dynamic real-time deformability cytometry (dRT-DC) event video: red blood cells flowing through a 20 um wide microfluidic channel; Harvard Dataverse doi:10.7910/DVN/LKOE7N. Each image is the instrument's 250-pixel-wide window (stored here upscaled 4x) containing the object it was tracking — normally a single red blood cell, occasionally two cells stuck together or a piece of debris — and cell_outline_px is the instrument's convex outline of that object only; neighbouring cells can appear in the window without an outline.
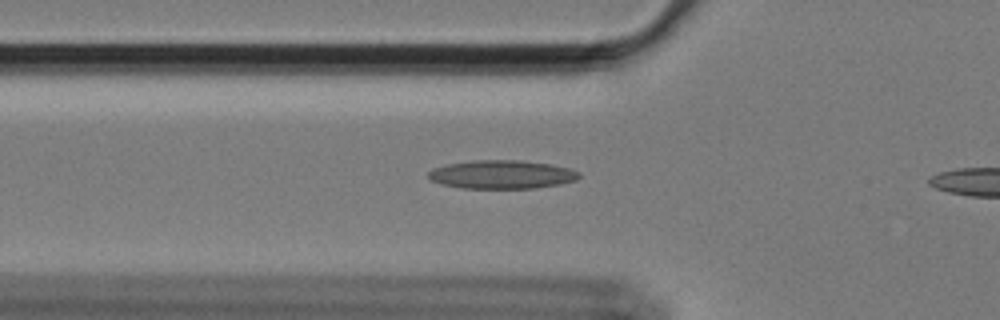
{"species": "Egyptian fruit bat (a non-hibernating species)", "species_latin": "Rousettus aegyptiacus", "temperature_condition": "cold", "stored_images_in_passage": 44, "camera_frame_rate_fps": 3000, "um_per_image_px": 0.085, "animal": {"sex": "female"}, "frame": {"image": 1, "passage_image": 13, "time_ms": 4.0, "image_size_px": [1000, 320], "cell_outline_px": [[580, 176], [576, 180], [560, 184], [536, 188], [464, 188], [444, 184], [432, 180], [428, 176], [428, 172], [432, 168], [448, 164], [472, 160], [520, 160], [552, 164], [568, 168], [580, 172]], "centroid_in_image_um": [42.68, 14.82], "position_along_channel_um": 83.1, "area_um2": 24.97}}
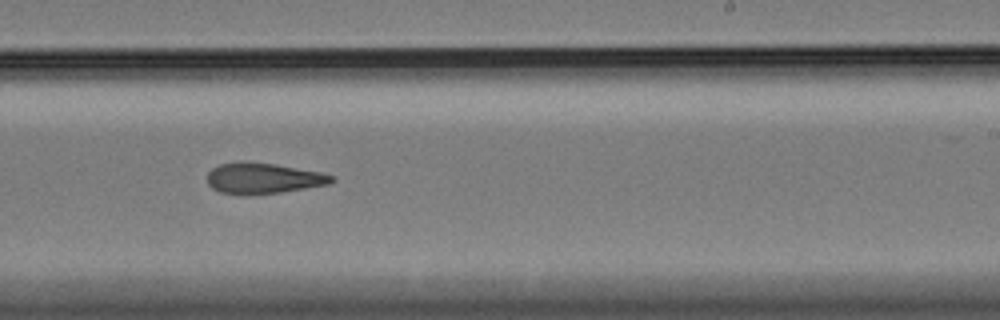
{"frame": {"image": 2, "passage_image": 29, "time_ms": 9.333, "image_size_px": [1000, 320], "cell_outline_px": [[336, 180], [328, 184], [280, 192], [252, 196], [244, 196], [220, 192], [212, 188], [208, 184], [208, 172], [212, 168], [220, 164], [272, 164], [320, 172], [336, 176]], "centroid_in_image_um": [22.39, 15.21], "position_along_channel_um": 266.6, "area_um2": 21.79}}
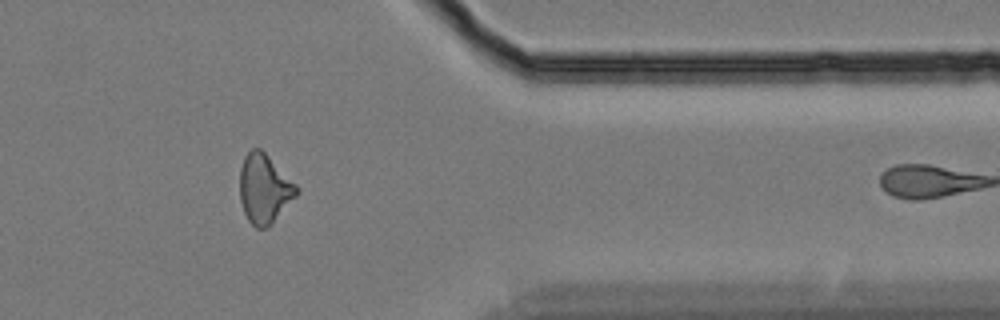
{"frame": {"image": 3, "passage_image": 41, "time_ms": 13.333, "image_size_px": [1000, 320], "cell_outline_px": [[300, 192], [272, 224], [264, 228], [256, 228], [248, 220], [244, 212], [240, 200], [240, 168], [244, 156], [252, 148], [260, 148], [300, 188]], "centroid_in_image_um": [22.47, 16.05], "position_along_channel_um": 388.9, "area_um2": 22.89}, "authors_computed_cell_mechanics": {"area_um2": 22.8599, "velocity_mm_per_s": 3.4173, "shape_relaxation_time_tau1_ms": null, "shape_relaxation_time_tau2_ms": 5.4513, "deformation_change_tau1": null, "deformation_change_tau2": 0.1511}}